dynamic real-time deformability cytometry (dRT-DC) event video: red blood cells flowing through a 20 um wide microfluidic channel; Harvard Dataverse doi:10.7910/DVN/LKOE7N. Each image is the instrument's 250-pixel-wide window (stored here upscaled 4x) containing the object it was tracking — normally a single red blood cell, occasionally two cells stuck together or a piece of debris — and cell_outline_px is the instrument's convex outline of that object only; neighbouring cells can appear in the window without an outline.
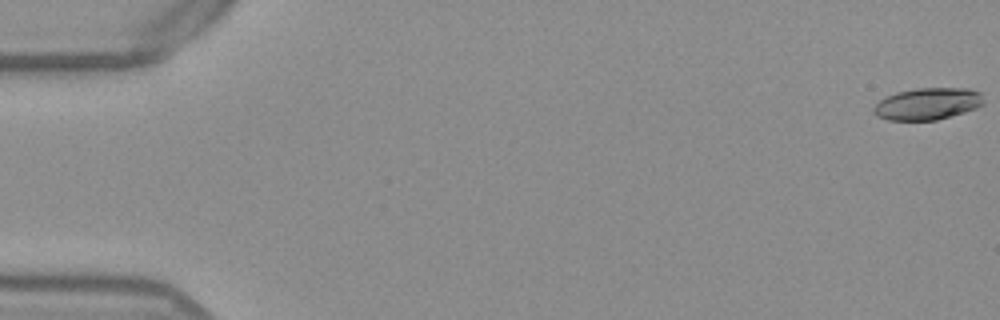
{"species": "Egyptian fruit bat (a non-hibernating species)", "species_latin": "Rousettus aegyptiacus", "temperature_condition": "warm", "stored_images_in_passage": 54, "camera_frame_rate_fps": 3000, "um_per_image_px": 0.085, "frame": {"image": 1, "passage_image": 1, "time_ms": 0.0, "image_size_px": [1000, 320], "cell_outline_px": [[984, 104], [976, 108], [964, 112], [936, 120], [888, 120], [876, 116], [872, 112], [872, 108], [884, 96], [896, 92], [916, 88], [968, 88], [980, 92], [984, 100]], "centroid_in_image_um": [78.82, 8.82], "position_along_channel_um": 6.2, "area_um2": 20.63}}
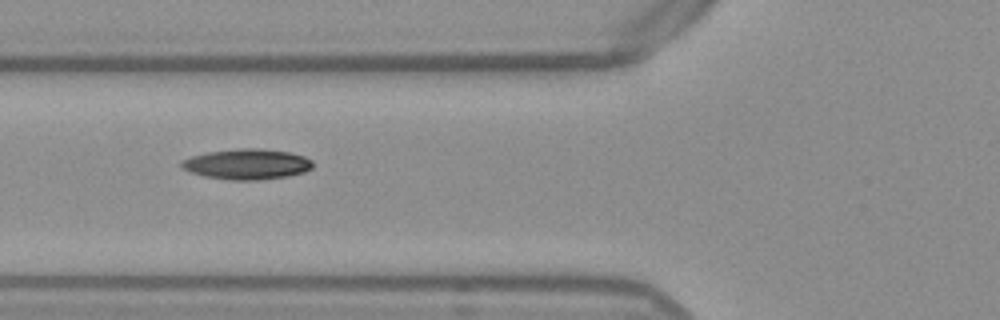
{"frame": {"image": 2, "passage_image": 21, "time_ms": 6.667, "image_size_px": [1000, 320], "cell_outline_px": [[312, 168], [304, 172], [288, 176], [260, 180], [228, 180], [204, 176], [180, 168], [180, 160], [192, 156], [208, 152], [240, 148], [260, 148], [288, 152], [304, 156], [312, 160]], "centroid_in_image_um": [20.98, 13.95], "position_along_channel_um": 104.8, "area_um2": 23.41}}
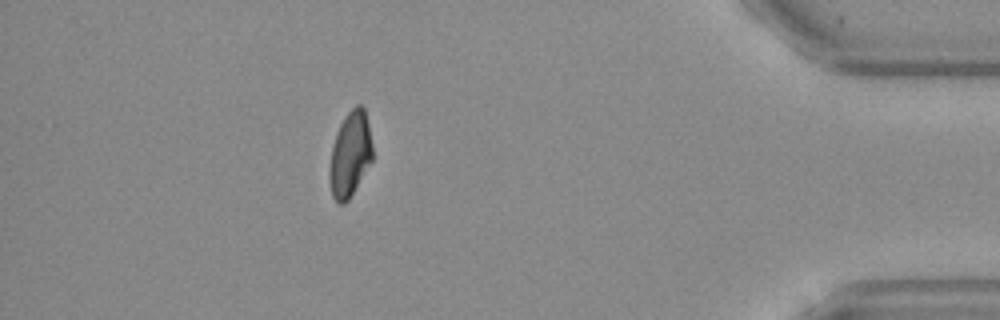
{"frame": {"image": 3, "passage_image": 48, "time_ms": 15.667, "image_size_px": [1000, 320], "cell_outline_px": [[372, 160], [348, 200], [344, 204], [340, 204], [332, 196], [328, 180], [328, 172], [332, 148], [336, 132], [344, 116], [356, 104], [360, 104], [364, 108], [368, 124], [372, 144]], "centroid_in_image_um": [29.74, 13.11], "position_along_channel_um": 405.5, "area_um2": 21.27}, "authors_computed_cell_mechanics": {"area_um2": 22.1374, "velocity_mm_per_s": 3.8617, "shape_relaxation_time_tau1_ms": 6.8541, "shape_relaxation_time_tau2_ms": null, "deformation_change_tau1": 0.1996, "deformation_change_tau2": null}}